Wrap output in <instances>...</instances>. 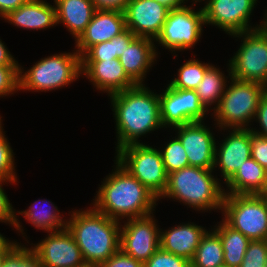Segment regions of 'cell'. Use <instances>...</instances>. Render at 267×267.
Segmentation results:
<instances>
[{
  "instance_id": "obj_1",
  "label": "cell",
  "mask_w": 267,
  "mask_h": 267,
  "mask_svg": "<svg viewBox=\"0 0 267 267\" xmlns=\"http://www.w3.org/2000/svg\"><path fill=\"white\" fill-rule=\"evenodd\" d=\"M110 96L116 122V151L140 143L141 136L163 128L160 119L159 94L145 84L113 93Z\"/></svg>"
},
{
  "instance_id": "obj_2",
  "label": "cell",
  "mask_w": 267,
  "mask_h": 267,
  "mask_svg": "<svg viewBox=\"0 0 267 267\" xmlns=\"http://www.w3.org/2000/svg\"><path fill=\"white\" fill-rule=\"evenodd\" d=\"M114 170L103 179L93 207L117 221L153 214L159 199L116 160Z\"/></svg>"
},
{
  "instance_id": "obj_3",
  "label": "cell",
  "mask_w": 267,
  "mask_h": 267,
  "mask_svg": "<svg viewBox=\"0 0 267 267\" xmlns=\"http://www.w3.org/2000/svg\"><path fill=\"white\" fill-rule=\"evenodd\" d=\"M71 212L66 228L73 235L88 267H98L120 249V221L92 206Z\"/></svg>"
},
{
  "instance_id": "obj_4",
  "label": "cell",
  "mask_w": 267,
  "mask_h": 267,
  "mask_svg": "<svg viewBox=\"0 0 267 267\" xmlns=\"http://www.w3.org/2000/svg\"><path fill=\"white\" fill-rule=\"evenodd\" d=\"M213 170L188 166L171 172L167 188L159 199L172 198L196 211H222L225 189L221 180L212 175Z\"/></svg>"
},
{
  "instance_id": "obj_5",
  "label": "cell",
  "mask_w": 267,
  "mask_h": 267,
  "mask_svg": "<svg viewBox=\"0 0 267 267\" xmlns=\"http://www.w3.org/2000/svg\"><path fill=\"white\" fill-rule=\"evenodd\" d=\"M230 85L226 87L220 103L213 110L215 125L221 130L249 129V123L255 119L257 108L264 88L261 83L242 81L231 77L228 63ZM248 126V127H247Z\"/></svg>"
},
{
  "instance_id": "obj_6",
  "label": "cell",
  "mask_w": 267,
  "mask_h": 267,
  "mask_svg": "<svg viewBox=\"0 0 267 267\" xmlns=\"http://www.w3.org/2000/svg\"><path fill=\"white\" fill-rule=\"evenodd\" d=\"M81 73V56L76 50L53 54L36 62L28 71L19 65V91L58 90L77 80Z\"/></svg>"
},
{
  "instance_id": "obj_7",
  "label": "cell",
  "mask_w": 267,
  "mask_h": 267,
  "mask_svg": "<svg viewBox=\"0 0 267 267\" xmlns=\"http://www.w3.org/2000/svg\"><path fill=\"white\" fill-rule=\"evenodd\" d=\"M223 220L250 240H267V200L261 194H225Z\"/></svg>"
},
{
  "instance_id": "obj_8",
  "label": "cell",
  "mask_w": 267,
  "mask_h": 267,
  "mask_svg": "<svg viewBox=\"0 0 267 267\" xmlns=\"http://www.w3.org/2000/svg\"><path fill=\"white\" fill-rule=\"evenodd\" d=\"M116 154L115 160L122 167L158 199L162 196L168 185V174L159 149L140 142L126 145Z\"/></svg>"
},
{
  "instance_id": "obj_9",
  "label": "cell",
  "mask_w": 267,
  "mask_h": 267,
  "mask_svg": "<svg viewBox=\"0 0 267 267\" xmlns=\"http://www.w3.org/2000/svg\"><path fill=\"white\" fill-rule=\"evenodd\" d=\"M232 36L242 38V43L229 60L231 77L263 84L267 78V24Z\"/></svg>"
},
{
  "instance_id": "obj_10",
  "label": "cell",
  "mask_w": 267,
  "mask_h": 267,
  "mask_svg": "<svg viewBox=\"0 0 267 267\" xmlns=\"http://www.w3.org/2000/svg\"><path fill=\"white\" fill-rule=\"evenodd\" d=\"M205 25L204 11L192 6L171 9L166 17L160 34L154 42L170 52L193 48L200 40Z\"/></svg>"
},
{
  "instance_id": "obj_11",
  "label": "cell",
  "mask_w": 267,
  "mask_h": 267,
  "mask_svg": "<svg viewBox=\"0 0 267 267\" xmlns=\"http://www.w3.org/2000/svg\"><path fill=\"white\" fill-rule=\"evenodd\" d=\"M257 0H208L203 7L205 25L217 26L229 35L253 30L267 24V9L262 23L250 25Z\"/></svg>"
},
{
  "instance_id": "obj_12",
  "label": "cell",
  "mask_w": 267,
  "mask_h": 267,
  "mask_svg": "<svg viewBox=\"0 0 267 267\" xmlns=\"http://www.w3.org/2000/svg\"><path fill=\"white\" fill-rule=\"evenodd\" d=\"M159 108L162 126L171 129L179 125L203 121L208 113L195 90L175 89L169 84L162 94H159Z\"/></svg>"
},
{
  "instance_id": "obj_13",
  "label": "cell",
  "mask_w": 267,
  "mask_h": 267,
  "mask_svg": "<svg viewBox=\"0 0 267 267\" xmlns=\"http://www.w3.org/2000/svg\"><path fill=\"white\" fill-rule=\"evenodd\" d=\"M153 215L127 219L120 228V249L143 264L160 248V228Z\"/></svg>"
},
{
  "instance_id": "obj_14",
  "label": "cell",
  "mask_w": 267,
  "mask_h": 267,
  "mask_svg": "<svg viewBox=\"0 0 267 267\" xmlns=\"http://www.w3.org/2000/svg\"><path fill=\"white\" fill-rule=\"evenodd\" d=\"M33 249L44 267H88L71 232L64 228L49 232Z\"/></svg>"
},
{
  "instance_id": "obj_15",
  "label": "cell",
  "mask_w": 267,
  "mask_h": 267,
  "mask_svg": "<svg viewBox=\"0 0 267 267\" xmlns=\"http://www.w3.org/2000/svg\"><path fill=\"white\" fill-rule=\"evenodd\" d=\"M177 138L186 151L189 166L214 169L215 136L204 121L191 122L174 127Z\"/></svg>"
},
{
  "instance_id": "obj_16",
  "label": "cell",
  "mask_w": 267,
  "mask_h": 267,
  "mask_svg": "<svg viewBox=\"0 0 267 267\" xmlns=\"http://www.w3.org/2000/svg\"><path fill=\"white\" fill-rule=\"evenodd\" d=\"M170 9L155 0H129L124 10L126 28L153 40L160 34Z\"/></svg>"
},
{
  "instance_id": "obj_17",
  "label": "cell",
  "mask_w": 267,
  "mask_h": 267,
  "mask_svg": "<svg viewBox=\"0 0 267 267\" xmlns=\"http://www.w3.org/2000/svg\"><path fill=\"white\" fill-rule=\"evenodd\" d=\"M214 170L217 166L226 183L251 157V129H233L222 143H216ZM219 147V148H218Z\"/></svg>"
},
{
  "instance_id": "obj_18",
  "label": "cell",
  "mask_w": 267,
  "mask_h": 267,
  "mask_svg": "<svg viewBox=\"0 0 267 267\" xmlns=\"http://www.w3.org/2000/svg\"><path fill=\"white\" fill-rule=\"evenodd\" d=\"M125 29L124 12L119 10L96 9L92 20L75 41V49L82 56L91 46L109 41Z\"/></svg>"
},
{
  "instance_id": "obj_19",
  "label": "cell",
  "mask_w": 267,
  "mask_h": 267,
  "mask_svg": "<svg viewBox=\"0 0 267 267\" xmlns=\"http://www.w3.org/2000/svg\"><path fill=\"white\" fill-rule=\"evenodd\" d=\"M81 73L97 90L111 95L137 84L127 75L119 59L103 61H81Z\"/></svg>"
},
{
  "instance_id": "obj_20",
  "label": "cell",
  "mask_w": 267,
  "mask_h": 267,
  "mask_svg": "<svg viewBox=\"0 0 267 267\" xmlns=\"http://www.w3.org/2000/svg\"><path fill=\"white\" fill-rule=\"evenodd\" d=\"M154 40L148 37H136L119 56V62L127 75L136 83L143 84L147 72L158 56Z\"/></svg>"
},
{
  "instance_id": "obj_21",
  "label": "cell",
  "mask_w": 267,
  "mask_h": 267,
  "mask_svg": "<svg viewBox=\"0 0 267 267\" xmlns=\"http://www.w3.org/2000/svg\"><path fill=\"white\" fill-rule=\"evenodd\" d=\"M206 232L204 227L193 222L182 223L171 229L169 227L164 231L160 229V248L191 261Z\"/></svg>"
},
{
  "instance_id": "obj_22",
  "label": "cell",
  "mask_w": 267,
  "mask_h": 267,
  "mask_svg": "<svg viewBox=\"0 0 267 267\" xmlns=\"http://www.w3.org/2000/svg\"><path fill=\"white\" fill-rule=\"evenodd\" d=\"M3 18L14 26L29 30H46L57 25L55 5L45 0H29Z\"/></svg>"
},
{
  "instance_id": "obj_23",
  "label": "cell",
  "mask_w": 267,
  "mask_h": 267,
  "mask_svg": "<svg viewBox=\"0 0 267 267\" xmlns=\"http://www.w3.org/2000/svg\"><path fill=\"white\" fill-rule=\"evenodd\" d=\"M57 24L63 23L75 41L92 20L96 8L92 0H54Z\"/></svg>"
},
{
  "instance_id": "obj_24",
  "label": "cell",
  "mask_w": 267,
  "mask_h": 267,
  "mask_svg": "<svg viewBox=\"0 0 267 267\" xmlns=\"http://www.w3.org/2000/svg\"><path fill=\"white\" fill-rule=\"evenodd\" d=\"M266 169L252 157L226 182L225 194H264Z\"/></svg>"
},
{
  "instance_id": "obj_25",
  "label": "cell",
  "mask_w": 267,
  "mask_h": 267,
  "mask_svg": "<svg viewBox=\"0 0 267 267\" xmlns=\"http://www.w3.org/2000/svg\"><path fill=\"white\" fill-rule=\"evenodd\" d=\"M213 230L219 235L222 248L224 265L230 267H240L243 257L250 243V239L240 231L233 229L223 219Z\"/></svg>"
},
{
  "instance_id": "obj_26",
  "label": "cell",
  "mask_w": 267,
  "mask_h": 267,
  "mask_svg": "<svg viewBox=\"0 0 267 267\" xmlns=\"http://www.w3.org/2000/svg\"><path fill=\"white\" fill-rule=\"evenodd\" d=\"M40 203L44 205L48 204L49 206L47 207V209L45 207L41 208L40 206L39 208L37 205H41ZM17 212L18 214L23 215L24 219L27 220V222L31 223L35 228L47 231V233L59 231L66 228L67 220H63L57 206H55L54 203H51L50 200L47 201L45 199L41 202L40 200H37V202L34 201L27 210Z\"/></svg>"
},
{
  "instance_id": "obj_27",
  "label": "cell",
  "mask_w": 267,
  "mask_h": 267,
  "mask_svg": "<svg viewBox=\"0 0 267 267\" xmlns=\"http://www.w3.org/2000/svg\"><path fill=\"white\" fill-rule=\"evenodd\" d=\"M224 73L219 68L211 65L203 75L202 81L195 89L200 102L207 110H214L220 103V99L226 90L227 83ZM215 107L211 108L212 105ZM210 107V109H208Z\"/></svg>"
},
{
  "instance_id": "obj_28",
  "label": "cell",
  "mask_w": 267,
  "mask_h": 267,
  "mask_svg": "<svg viewBox=\"0 0 267 267\" xmlns=\"http://www.w3.org/2000/svg\"><path fill=\"white\" fill-rule=\"evenodd\" d=\"M128 28L109 41L91 46L82 56L81 61H103L118 59L125 48L136 38Z\"/></svg>"
},
{
  "instance_id": "obj_29",
  "label": "cell",
  "mask_w": 267,
  "mask_h": 267,
  "mask_svg": "<svg viewBox=\"0 0 267 267\" xmlns=\"http://www.w3.org/2000/svg\"><path fill=\"white\" fill-rule=\"evenodd\" d=\"M223 248L219 235L211 229L202 237L191 267H220L224 265Z\"/></svg>"
},
{
  "instance_id": "obj_30",
  "label": "cell",
  "mask_w": 267,
  "mask_h": 267,
  "mask_svg": "<svg viewBox=\"0 0 267 267\" xmlns=\"http://www.w3.org/2000/svg\"><path fill=\"white\" fill-rule=\"evenodd\" d=\"M211 65L191 58V60L180 66L176 78L172 79L169 85L175 89L195 90L202 81L204 73Z\"/></svg>"
},
{
  "instance_id": "obj_31",
  "label": "cell",
  "mask_w": 267,
  "mask_h": 267,
  "mask_svg": "<svg viewBox=\"0 0 267 267\" xmlns=\"http://www.w3.org/2000/svg\"><path fill=\"white\" fill-rule=\"evenodd\" d=\"M1 267H44L33 249L16 243L4 256Z\"/></svg>"
},
{
  "instance_id": "obj_32",
  "label": "cell",
  "mask_w": 267,
  "mask_h": 267,
  "mask_svg": "<svg viewBox=\"0 0 267 267\" xmlns=\"http://www.w3.org/2000/svg\"><path fill=\"white\" fill-rule=\"evenodd\" d=\"M167 174L189 166V160L180 140L175 139L165 144L163 150H159Z\"/></svg>"
},
{
  "instance_id": "obj_33",
  "label": "cell",
  "mask_w": 267,
  "mask_h": 267,
  "mask_svg": "<svg viewBox=\"0 0 267 267\" xmlns=\"http://www.w3.org/2000/svg\"><path fill=\"white\" fill-rule=\"evenodd\" d=\"M1 118L0 116V179L7 180L10 184H13L17 182L14 153L7 141L5 132H3Z\"/></svg>"
},
{
  "instance_id": "obj_34",
  "label": "cell",
  "mask_w": 267,
  "mask_h": 267,
  "mask_svg": "<svg viewBox=\"0 0 267 267\" xmlns=\"http://www.w3.org/2000/svg\"><path fill=\"white\" fill-rule=\"evenodd\" d=\"M267 240H251L240 267H265Z\"/></svg>"
},
{
  "instance_id": "obj_35",
  "label": "cell",
  "mask_w": 267,
  "mask_h": 267,
  "mask_svg": "<svg viewBox=\"0 0 267 267\" xmlns=\"http://www.w3.org/2000/svg\"><path fill=\"white\" fill-rule=\"evenodd\" d=\"M143 267H191L190 261L159 248Z\"/></svg>"
},
{
  "instance_id": "obj_36",
  "label": "cell",
  "mask_w": 267,
  "mask_h": 267,
  "mask_svg": "<svg viewBox=\"0 0 267 267\" xmlns=\"http://www.w3.org/2000/svg\"><path fill=\"white\" fill-rule=\"evenodd\" d=\"M19 65L0 66V97L19 91Z\"/></svg>"
},
{
  "instance_id": "obj_37",
  "label": "cell",
  "mask_w": 267,
  "mask_h": 267,
  "mask_svg": "<svg viewBox=\"0 0 267 267\" xmlns=\"http://www.w3.org/2000/svg\"><path fill=\"white\" fill-rule=\"evenodd\" d=\"M4 182L6 183L7 180L0 179V222L11 224L14 228H16L17 231L21 232L23 235V227L20 225V221L17 218L15 212L16 210L13 209L12 204L9 201V198L7 197V194L5 193L3 189ZM3 183V185H2Z\"/></svg>"
},
{
  "instance_id": "obj_38",
  "label": "cell",
  "mask_w": 267,
  "mask_h": 267,
  "mask_svg": "<svg viewBox=\"0 0 267 267\" xmlns=\"http://www.w3.org/2000/svg\"><path fill=\"white\" fill-rule=\"evenodd\" d=\"M251 157L267 170V137L251 131Z\"/></svg>"
},
{
  "instance_id": "obj_39",
  "label": "cell",
  "mask_w": 267,
  "mask_h": 267,
  "mask_svg": "<svg viewBox=\"0 0 267 267\" xmlns=\"http://www.w3.org/2000/svg\"><path fill=\"white\" fill-rule=\"evenodd\" d=\"M98 267H143V263L119 249Z\"/></svg>"
},
{
  "instance_id": "obj_40",
  "label": "cell",
  "mask_w": 267,
  "mask_h": 267,
  "mask_svg": "<svg viewBox=\"0 0 267 267\" xmlns=\"http://www.w3.org/2000/svg\"><path fill=\"white\" fill-rule=\"evenodd\" d=\"M254 120L259 123L260 131L250 127L251 131L256 135L267 137V95L266 94H264L259 101V105H258Z\"/></svg>"
},
{
  "instance_id": "obj_41",
  "label": "cell",
  "mask_w": 267,
  "mask_h": 267,
  "mask_svg": "<svg viewBox=\"0 0 267 267\" xmlns=\"http://www.w3.org/2000/svg\"><path fill=\"white\" fill-rule=\"evenodd\" d=\"M129 0H92L96 9L119 10L124 12Z\"/></svg>"
},
{
  "instance_id": "obj_42",
  "label": "cell",
  "mask_w": 267,
  "mask_h": 267,
  "mask_svg": "<svg viewBox=\"0 0 267 267\" xmlns=\"http://www.w3.org/2000/svg\"><path fill=\"white\" fill-rule=\"evenodd\" d=\"M29 0H0V17H5L9 12L17 9Z\"/></svg>"
},
{
  "instance_id": "obj_43",
  "label": "cell",
  "mask_w": 267,
  "mask_h": 267,
  "mask_svg": "<svg viewBox=\"0 0 267 267\" xmlns=\"http://www.w3.org/2000/svg\"><path fill=\"white\" fill-rule=\"evenodd\" d=\"M3 65H19V63L0 39V66Z\"/></svg>"
},
{
  "instance_id": "obj_44",
  "label": "cell",
  "mask_w": 267,
  "mask_h": 267,
  "mask_svg": "<svg viewBox=\"0 0 267 267\" xmlns=\"http://www.w3.org/2000/svg\"><path fill=\"white\" fill-rule=\"evenodd\" d=\"M155 1L161 3L162 5H165L170 10L184 7L185 1L187 2V0H155Z\"/></svg>"
},
{
  "instance_id": "obj_45",
  "label": "cell",
  "mask_w": 267,
  "mask_h": 267,
  "mask_svg": "<svg viewBox=\"0 0 267 267\" xmlns=\"http://www.w3.org/2000/svg\"><path fill=\"white\" fill-rule=\"evenodd\" d=\"M17 241H9L0 233V251H9Z\"/></svg>"
},
{
  "instance_id": "obj_46",
  "label": "cell",
  "mask_w": 267,
  "mask_h": 267,
  "mask_svg": "<svg viewBox=\"0 0 267 267\" xmlns=\"http://www.w3.org/2000/svg\"><path fill=\"white\" fill-rule=\"evenodd\" d=\"M8 251H0V267L2 265V262H3V258L5 256V254L7 253Z\"/></svg>"
},
{
  "instance_id": "obj_47",
  "label": "cell",
  "mask_w": 267,
  "mask_h": 267,
  "mask_svg": "<svg viewBox=\"0 0 267 267\" xmlns=\"http://www.w3.org/2000/svg\"><path fill=\"white\" fill-rule=\"evenodd\" d=\"M263 88H264V94L267 95V78L266 80L264 81V83L262 84Z\"/></svg>"
},
{
  "instance_id": "obj_48",
  "label": "cell",
  "mask_w": 267,
  "mask_h": 267,
  "mask_svg": "<svg viewBox=\"0 0 267 267\" xmlns=\"http://www.w3.org/2000/svg\"><path fill=\"white\" fill-rule=\"evenodd\" d=\"M264 193H267V170H266V181H265Z\"/></svg>"
},
{
  "instance_id": "obj_49",
  "label": "cell",
  "mask_w": 267,
  "mask_h": 267,
  "mask_svg": "<svg viewBox=\"0 0 267 267\" xmlns=\"http://www.w3.org/2000/svg\"><path fill=\"white\" fill-rule=\"evenodd\" d=\"M200 1H201V2H202V1H206V2H207L208 0H193V3H194V2H195V3L192 4V6H193V5L195 6V4H196L197 2H200Z\"/></svg>"
},
{
  "instance_id": "obj_50",
  "label": "cell",
  "mask_w": 267,
  "mask_h": 267,
  "mask_svg": "<svg viewBox=\"0 0 267 267\" xmlns=\"http://www.w3.org/2000/svg\"><path fill=\"white\" fill-rule=\"evenodd\" d=\"M263 195H264V197H265V198H266V200H267V193H264Z\"/></svg>"
}]
</instances>
